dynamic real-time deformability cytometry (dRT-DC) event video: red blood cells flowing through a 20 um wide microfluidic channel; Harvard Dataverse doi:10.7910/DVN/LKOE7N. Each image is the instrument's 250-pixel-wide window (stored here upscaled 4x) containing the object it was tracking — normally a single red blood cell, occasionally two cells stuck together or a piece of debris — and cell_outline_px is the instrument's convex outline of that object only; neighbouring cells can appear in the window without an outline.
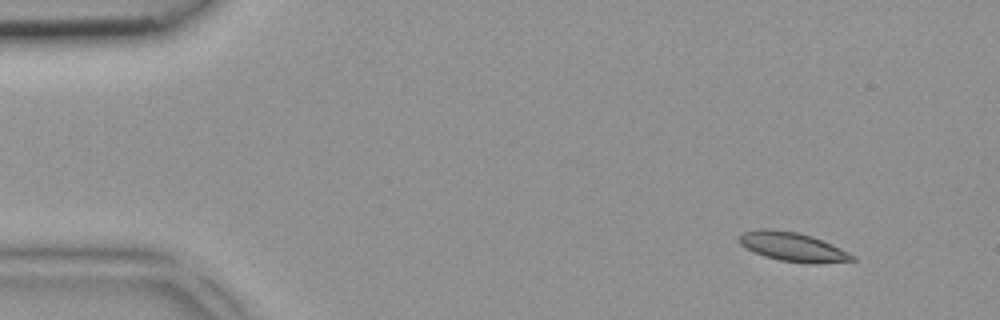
{"species": "common noctule bat (a hibernating species)", "species_latin": "Nyctalus noctula", "temperature_condition": "room temperature", "stored_images_in_passage": 4, "segment_of_instrument_passage": [1, 2], "camera_frame_rate_fps": 3000, "um_per_image_px": 0.085, "animal": {"sex": "female", "body_mass_g": 18.4}, "frame": {"image": 1, "passage_image": 1, "time_ms": 0.0, "image_size_px": [1000, 320], "cell_outline_px": [[856, 260], [780, 260], [764, 256], [740, 244], [736, 240], [736, 236], [740, 232], [756, 228], [768, 228], [796, 232], [812, 236], [832, 244], [856, 256]], "centroid_in_image_um": [67.2, 20.88], "position_along_channel_um": 17.8, "area_um2": 18.21}}